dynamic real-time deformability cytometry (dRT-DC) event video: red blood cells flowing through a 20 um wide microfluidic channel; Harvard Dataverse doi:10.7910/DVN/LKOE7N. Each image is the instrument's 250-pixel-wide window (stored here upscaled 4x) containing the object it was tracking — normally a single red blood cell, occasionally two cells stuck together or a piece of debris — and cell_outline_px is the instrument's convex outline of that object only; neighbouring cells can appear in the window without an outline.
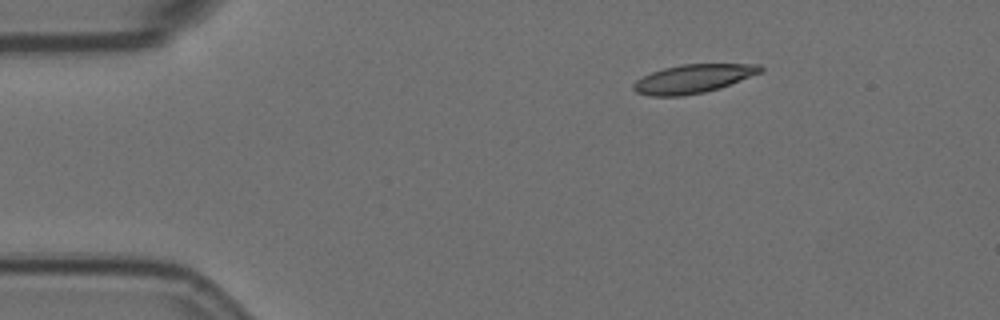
{"species": "Egyptian fruit bat (a non-hibernating species)", "species_latin": "Rousettus aegyptiacus", "temperature_condition": "room temperature", "stored_images_in_passage": 3, "camera_frame_rate_fps": 3000, "um_per_image_px": 0.085, "animal": {"sex": "female"}, "frame": {"image": 1, "passage_image": 1, "time_ms": 0.0, "image_size_px": [1000, 320], "cell_outline_px": [[764, 72], [720, 88], [704, 92], [684, 96], [648, 96], [636, 92], [632, 88], [632, 84], [636, 80], [652, 72], [664, 68], [684, 64], [760, 64], [764, 68]], "centroid_in_image_um": [58.95, 6.7], "position_along_channel_um": 26.1, "area_um2": 21.33}}